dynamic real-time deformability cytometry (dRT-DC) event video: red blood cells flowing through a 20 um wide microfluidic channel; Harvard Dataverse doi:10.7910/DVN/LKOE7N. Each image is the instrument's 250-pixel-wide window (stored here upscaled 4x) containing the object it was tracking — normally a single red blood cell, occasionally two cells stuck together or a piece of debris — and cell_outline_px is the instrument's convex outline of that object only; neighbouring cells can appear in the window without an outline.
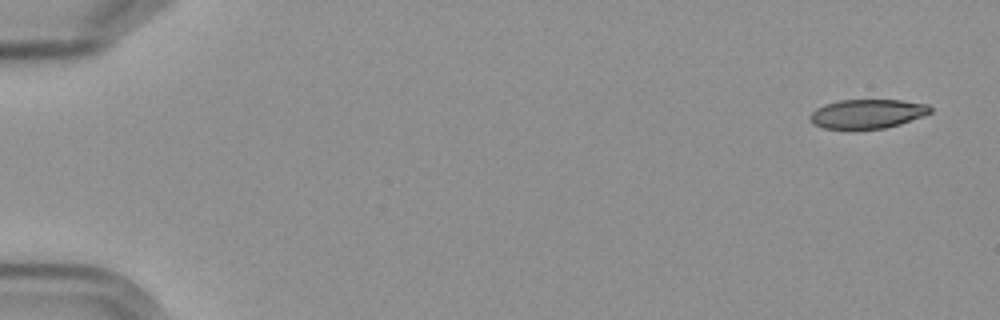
{"species": "Egyptian fruit bat (a non-hibernating species)", "species_latin": "Rousettus aegyptiacus", "temperature_condition": "cold", "stored_images_in_passage": 6, "camera_frame_rate_fps": 3000, "um_per_image_px": 0.085, "frame": {"image": 1, "passage_image": 1, "time_ms": 0.0, "image_size_px": [1000, 320], "cell_outline_px": [[932, 112], [900, 124], [884, 128], [824, 128], [812, 124], [808, 120], [808, 116], [816, 108], [824, 104], [840, 100], [900, 100], [928, 104], [932, 108]], "centroid_in_image_um": [73.69, 9.66], "position_along_channel_um": 11.3, "area_um2": 20.35}}
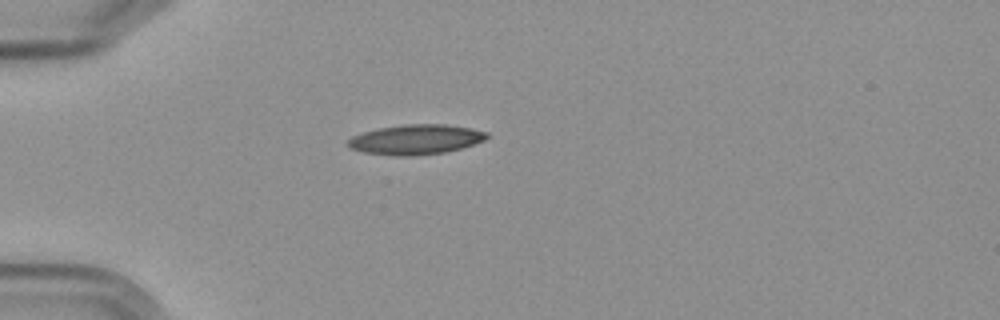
{"frame": {"image": 2, "passage_image": 5, "time_ms": 4.667, "image_size_px": [1000, 320], "cell_outline_px": [[488, 136], [484, 140], [460, 148], [444, 152], [412, 156], [392, 156], [364, 152], [352, 148], [344, 144], [352, 136], [364, 132], [380, 128], [404, 124], [444, 124], [468, 128], [488, 132]], "centroid_in_image_um": [35.3, 11.86], "position_along_channel_um": 49.7, "area_um2": 23.99}}